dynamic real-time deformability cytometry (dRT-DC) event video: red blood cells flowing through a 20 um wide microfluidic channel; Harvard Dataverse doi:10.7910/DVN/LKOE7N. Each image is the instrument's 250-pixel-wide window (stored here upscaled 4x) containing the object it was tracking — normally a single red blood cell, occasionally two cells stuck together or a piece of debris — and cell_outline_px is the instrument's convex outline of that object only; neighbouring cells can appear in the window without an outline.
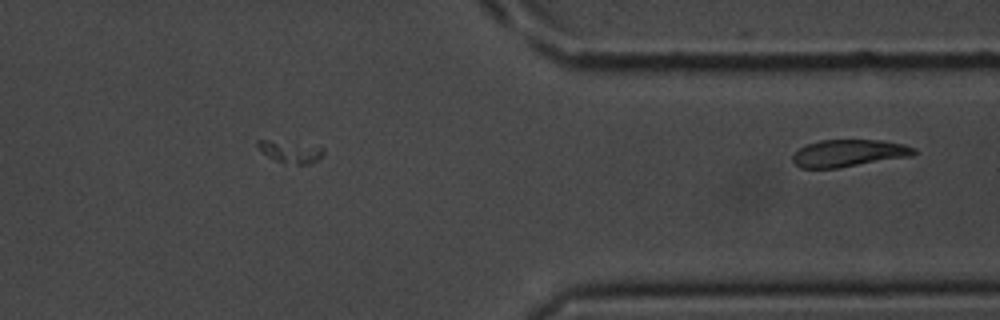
{"species": "common noctule bat (a hibernating species)", "species_latin": "Nyctalus noctula", "temperature_condition": "room temperature", "stored_images_in_passage": 24, "camera_frame_rate_fps": 3000, "um_per_image_px": 0.085, "animal": {"sex": "male", "body_mass_g": 20.1, "forearm_length_mm": 53.5}, "frame": {"image": 1, "passage_image": 24, "time_ms": 7.667, "image_size_px": [1000, 320], "cell_outline_px": [[916, 152], [912, 156], [840, 168], [800, 168], [792, 160], [792, 156], [800, 148], [808, 144], [820, 140], [880, 140], [904, 144], [916, 148]], "centroid_in_image_um": [72.17, 13.02], "position_along_channel_um": 339.2, "area_um2": 19.25}}